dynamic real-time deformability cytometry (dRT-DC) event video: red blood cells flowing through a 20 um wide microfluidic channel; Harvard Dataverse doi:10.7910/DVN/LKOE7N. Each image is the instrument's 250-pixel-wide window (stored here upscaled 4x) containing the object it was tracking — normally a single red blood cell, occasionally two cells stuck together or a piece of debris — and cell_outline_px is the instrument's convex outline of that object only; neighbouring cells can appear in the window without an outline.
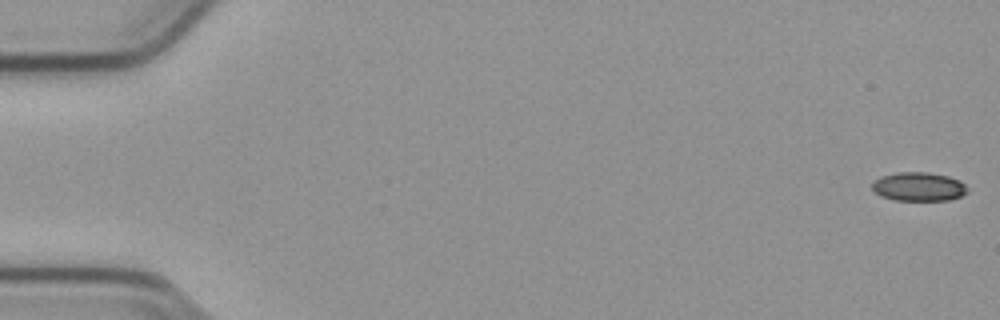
{"species": "common noctule bat (a hibernating species)", "species_latin": "Nyctalus noctula", "temperature_condition": "cold", "stored_images_in_passage": 18, "camera_frame_rate_fps": 3000, "um_per_image_px": 0.085, "animal": {"sex": "male", "body_mass_g": 23.1, "forearm_length_mm": 52.7}, "frame": {"image": 1, "passage_image": 1, "time_ms": 0.0, "image_size_px": [1000, 320], "cell_outline_px": [[968, 192], [960, 196], [948, 200], [896, 200], [880, 196], [872, 188], [872, 184], [880, 176], [896, 172], [928, 172], [948, 176], [960, 180], [968, 188]], "centroid_in_image_um": [78.1, 15.86], "position_along_channel_um": 6.9, "area_um2": 16.01}}
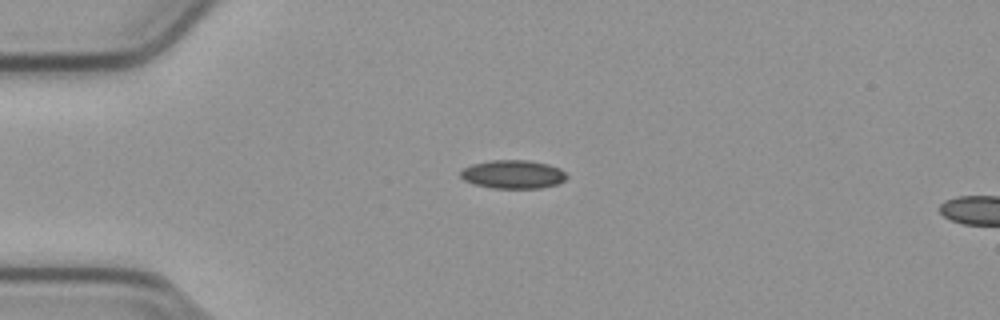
{"frame": {"image": 2, "passage_image": 14, "time_ms": 4.333, "image_size_px": [1000, 320], "cell_outline_px": [[568, 176], [564, 180], [556, 184], [540, 188], [492, 188], [476, 184], [464, 180], [460, 176], [460, 172], [464, 168], [472, 164], [488, 160], [528, 160], [548, 164], [560, 168]], "centroid_in_image_um": [43.6, 14.81], "position_along_channel_um": 41.4, "area_um2": 17.57}}